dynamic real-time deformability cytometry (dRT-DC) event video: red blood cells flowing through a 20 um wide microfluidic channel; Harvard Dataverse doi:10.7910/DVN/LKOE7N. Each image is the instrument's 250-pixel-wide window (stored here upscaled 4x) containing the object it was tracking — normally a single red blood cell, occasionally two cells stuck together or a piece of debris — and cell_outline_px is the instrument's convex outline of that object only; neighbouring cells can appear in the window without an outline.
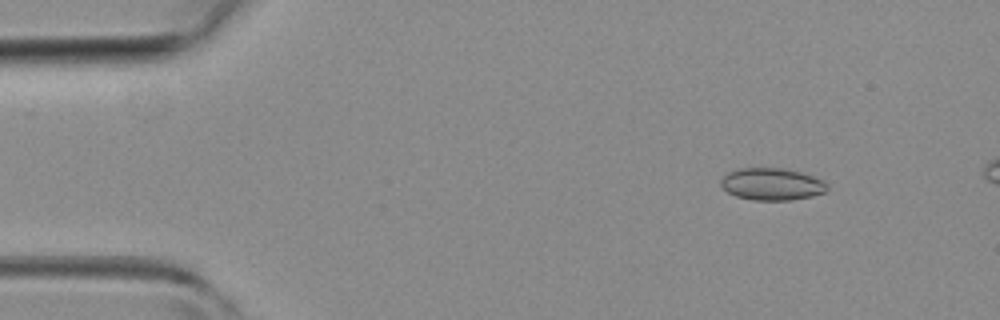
{"species": "common noctule bat (a hibernating species)", "species_latin": "Nyctalus noctula", "temperature_condition": "room temperature", "stored_images_in_passage": 10, "camera_frame_rate_fps": 3000, "um_per_image_px": 0.085, "animal": {"sex": "female", "body_mass_g": 19.3, "forearm_length_mm": 54.1}, "frame": {"image": 1, "passage_image": 1, "time_ms": 0.0, "image_size_px": [1000, 320], "cell_outline_px": [[828, 188], [824, 192], [812, 196], [792, 200], [752, 200], [736, 196], [728, 192], [720, 184], [720, 180], [728, 172], [740, 168], [784, 168], [800, 172], [824, 180], [828, 184]], "centroid_in_image_um": [65.62, 15.65], "position_along_channel_um": 19.4, "area_um2": 19.94}}